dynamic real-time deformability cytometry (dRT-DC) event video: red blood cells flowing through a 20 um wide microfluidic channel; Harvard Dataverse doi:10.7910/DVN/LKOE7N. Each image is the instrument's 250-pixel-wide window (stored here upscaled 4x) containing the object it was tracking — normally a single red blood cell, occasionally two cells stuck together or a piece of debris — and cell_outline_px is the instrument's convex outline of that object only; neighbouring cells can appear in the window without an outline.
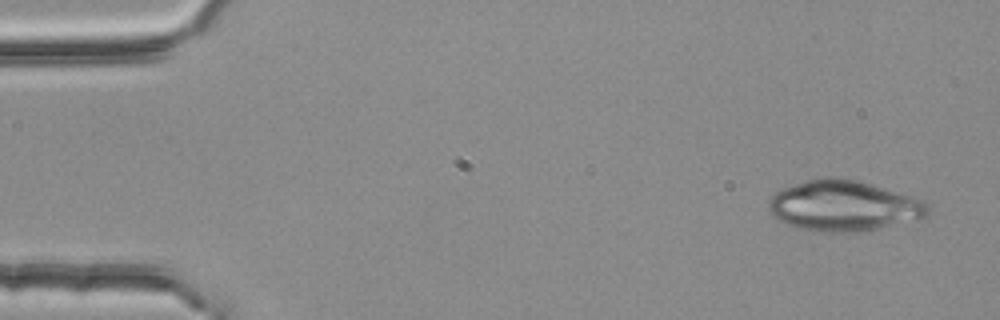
{"species": "common noctule bat (a hibernating species)", "species_latin": "Nyctalus noctula", "temperature_condition": "room temperature", "stored_images_in_passage": 4, "camera_frame_rate_fps": 3000, "um_per_image_px": 0.085, "animal": {"sex": "female", "body_mass_g": 25.1}, "frame": {"image": 1, "passage_image": 1, "time_ms": 0.0, "image_size_px": [1000, 320], "cell_outline_px": [[928, 216], [868, 232], [812, 232], [788, 224], [780, 220], [768, 208], [768, 200], [776, 192], [784, 188], [804, 180], [828, 176], [832, 176], [856, 180], [916, 196], [924, 200], [928, 204]], "centroid_in_image_um": [71.76, 17.5], "position_along_channel_um": 13.2, "area_um2": 47.4}}